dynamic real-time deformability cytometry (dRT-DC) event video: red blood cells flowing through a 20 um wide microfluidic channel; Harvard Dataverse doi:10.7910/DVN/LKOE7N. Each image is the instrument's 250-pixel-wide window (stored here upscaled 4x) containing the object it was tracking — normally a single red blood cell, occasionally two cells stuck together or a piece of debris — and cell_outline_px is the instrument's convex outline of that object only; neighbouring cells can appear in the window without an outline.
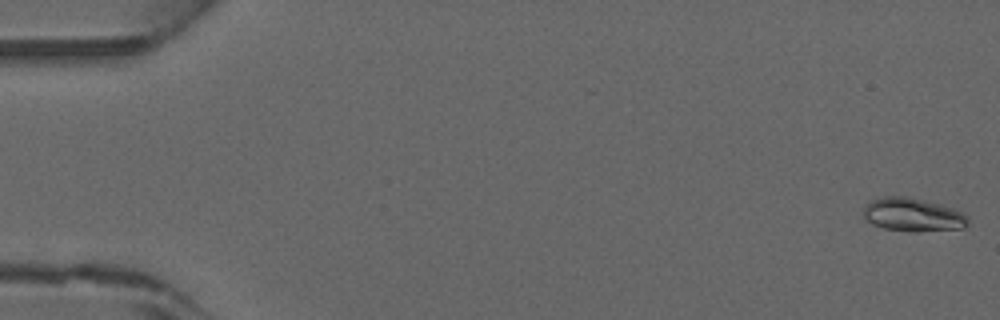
{"species": "common noctule bat (a hibernating species)", "species_latin": "Nyctalus noctula", "temperature_condition": "warm", "stored_images_in_passage": 6, "camera_frame_rate_fps": 3000, "um_per_image_px": 0.085, "animal": {"sex": "male", "forearm_length_mm": 52.5}, "frame": {"image": 1, "passage_image": 1, "time_ms": 0.0, "image_size_px": [1000, 320], "cell_outline_px": [[968, 224], [964, 228], [916, 232], [908, 232], [884, 228], [872, 224], [864, 220], [864, 204], [872, 200], [884, 196], [908, 196], [940, 204], [952, 208], [968, 216]], "centroid_in_image_um": [77.56, 18.26], "position_along_channel_um": 7.4, "area_um2": 20.58}}